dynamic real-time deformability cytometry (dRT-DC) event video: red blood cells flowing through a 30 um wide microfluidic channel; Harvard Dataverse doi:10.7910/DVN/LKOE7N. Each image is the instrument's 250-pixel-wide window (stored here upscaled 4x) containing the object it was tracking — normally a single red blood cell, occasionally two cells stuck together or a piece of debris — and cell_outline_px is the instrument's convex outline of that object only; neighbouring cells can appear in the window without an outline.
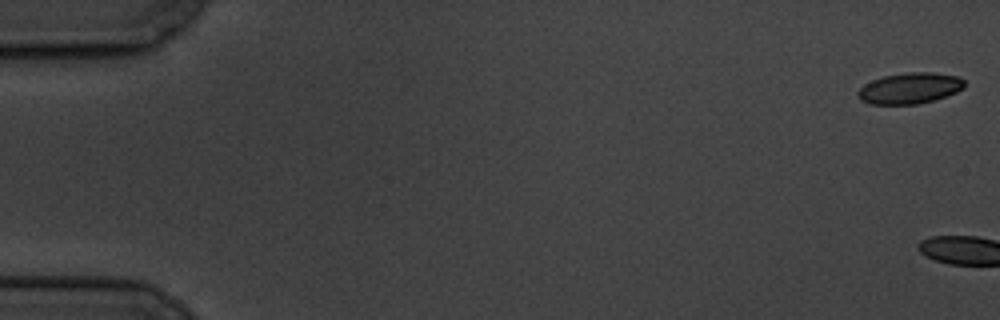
{"species": "common noctule bat (a hibernating species)", "species_latin": "Nyctalus noctula", "temperature_condition": "cold", "stored_images_in_passage": 2, "camera_frame_rate_fps": 3000, "um_per_image_px": 0.085, "animal": {"sex": "male", "body_mass_g": 19.5, "forearm_length_mm": 54.6}, "frame": {"image": 1, "passage_image": 1, "time_ms": 0.0, "image_size_px": [1000, 320], "cell_outline_px": [[964, 88], [956, 92], [932, 100], [916, 104], [868, 104], [860, 100], [856, 92], [864, 84], [872, 80], [884, 76], [908, 72], [932, 72], [960, 76], [964, 80]], "centroid_in_image_um": [77.31, 7.49], "position_along_channel_um": 7.7, "area_um2": 19.25}}